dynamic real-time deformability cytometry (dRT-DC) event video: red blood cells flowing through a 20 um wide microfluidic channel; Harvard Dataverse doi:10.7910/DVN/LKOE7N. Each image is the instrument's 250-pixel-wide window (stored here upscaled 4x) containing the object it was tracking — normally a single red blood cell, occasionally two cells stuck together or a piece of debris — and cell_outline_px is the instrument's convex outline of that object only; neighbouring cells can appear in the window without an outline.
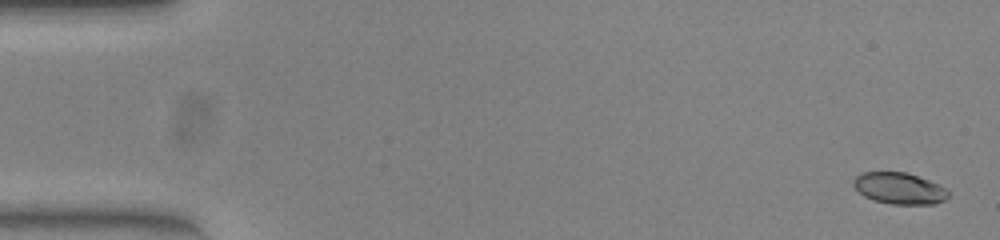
{"species": "common noctule bat (a hibernating species)", "species_latin": "Nyctalus noctula", "temperature_condition": "warm", "stored_images_in_passage": 36, "camera_frame_rate_fps": 3000, "um_per_image_px": 0.085, "animal": {"sex": "female", "body_mass_g": 23.0, "forearm_length_mm": 53.4}, "frame": {"image": 1, "passage_image": 2, "time_ms": 0.333, "image_size_px": [1000, 240], "cell_outline_px": [[948, 196], [944, 200], [936, 204], [892, 204], [872, 200], [864, 196], [852, 184], [852, 180], [860, 172], [908, 172], [928, 180], [944, 188], [948, 192]], "centroid_in_image_um": [76.4, 16.0], "position_along_channel_um": 8.6, "area_um2": 17.34}}
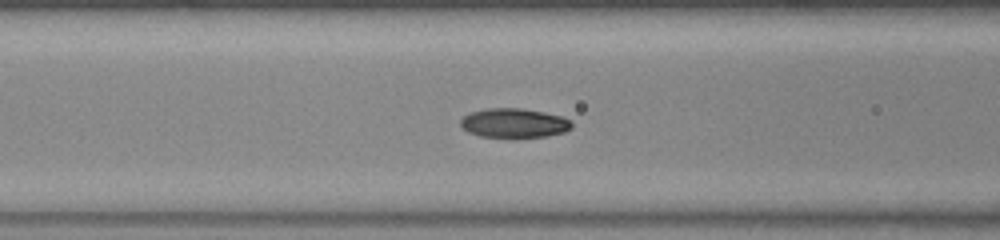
{"frame": {"image": 2, "passage_image": 22, "time_ms": 7.0, "image_size_px": [1000, 240], "cell_outline_px": [[572, 128], [564, 132], [548, 136], [516, 140], [512, 140], [480, 136], [468, 132], [460, 124], [460, 120], [464, 116], [472, 112], [488, 108], [520, 108], [544, 112], [560, 116], [572, 120]], "centroid_in_image_um": [43.72, 10.51], "position_along_channel_um": 122.9, "area_um2": 19.71}}
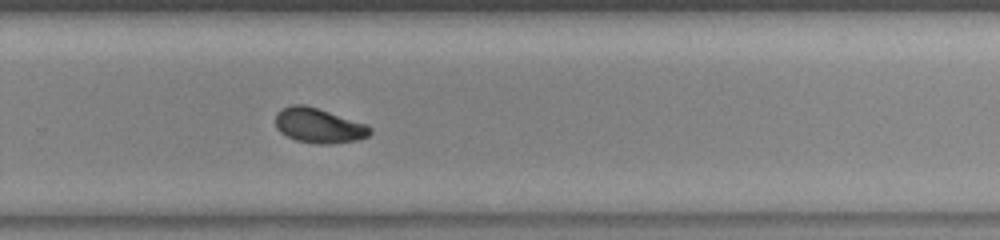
{"frame": {"image": 3, "passage_image": 36, "time_ms": 11.667, "image_size_px": [1000, 240], "cell_outline_px": [[372, 132], [368, 136], [356, 140], [332, 144], [316, 144], [296, 140], [280, 132], [276, 128], [276, 112], [280, 108], [292, 104], [304, 104], [368, 124], [372, 128]], "centroid_in_image_um": [27.09, 10.67], "position_along_channel_um": 302.7, "area_um2": 19.36}}